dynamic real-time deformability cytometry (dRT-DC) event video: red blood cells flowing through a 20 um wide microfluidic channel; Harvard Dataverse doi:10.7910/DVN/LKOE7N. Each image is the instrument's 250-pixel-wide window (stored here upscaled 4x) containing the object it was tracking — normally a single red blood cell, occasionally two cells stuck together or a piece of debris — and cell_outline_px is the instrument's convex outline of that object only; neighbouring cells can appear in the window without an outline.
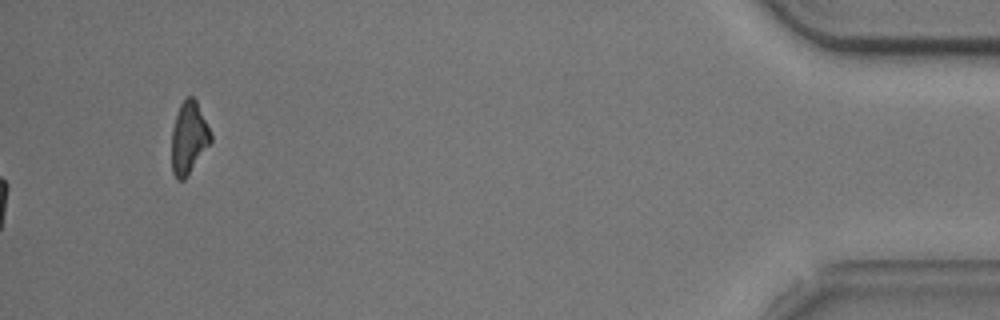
{"species": "common noctule bat (a hibernating species)", "species_latin": "Nyctalus noctula", "temperature_condition": "cold", "stored_images_in_passage": 55, "camera_frame_rate_fps": 3000, "um_per_image_px": 0.085, "animal": {"sex": "male", "body_mass_g": 20.5, "forearm_length_mm": 52.5}, "frame": {"image": 1, "passage_image": 55, "time_ms": 18.0, "image_size_px": [1000, 320], "cell_outline_px": [[212, 140], [184, 180], [176, 180], [172, 172], [172, 128], [180, 104], [188, 96], [192, 96], [196, 100], [212, 136]], "centroid_in_image_um": [16.03, 11.73], "position_along_channel_um": 419.2, "area_um2": 16.13}, "authors_computed_cell_mechanics": {"area_um2": 18.785, "velocity_mm_per_s": 3.7243, "shape_relaxation_time_tau1_ms": 4.4931, "shape_relaxation_time_tau2_ms": 3.0144, "deformation_change_tau1": 0.144, "deformation_change_tau2": 0.0891}}